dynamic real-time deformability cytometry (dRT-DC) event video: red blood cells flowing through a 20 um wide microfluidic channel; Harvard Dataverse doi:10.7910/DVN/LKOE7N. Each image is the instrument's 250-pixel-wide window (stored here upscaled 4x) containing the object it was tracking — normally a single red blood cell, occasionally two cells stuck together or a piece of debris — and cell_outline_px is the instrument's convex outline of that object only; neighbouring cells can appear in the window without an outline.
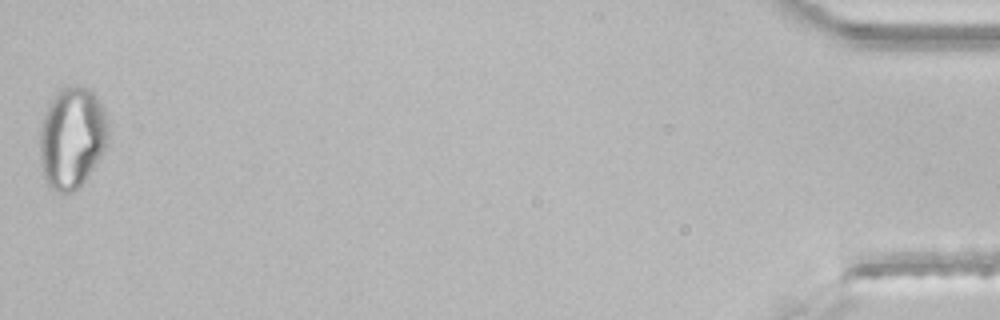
{"species": "common noctule bat (a hibernating species)", "species_latin": "Nyctalus noctula", "temperature_condition": "room temperature", "stored_images_in_passage": 45, "segment_of_instrument_passage": [2, 2], "camera_frame_rate_fps": 3000, "um_per_image_px": 0.085, "animal": {"sex": "male", "body_mass_g": 21.5, "forearm_length_mm": 52.0}, "frame": {"image": 1, "passage_image": 45, "time_ms": 14.667, "image_size_px": [1000, 320], "cell_outline_px": [[112, 128], [108, 144], [104, 152], [96, 164], [84, 180], [72, 192], [64, 196], [56, 192], [48, 184], [44, 176], [40, 156], [40, 124], [48, 100], [60, 88], [68, 84], [84, 84], [92, 88], [104, 108]], "centroid_in_image_um": [6.16, 11.61], "position_along_channel_um": 429.0, "area_um2": 42.08}}